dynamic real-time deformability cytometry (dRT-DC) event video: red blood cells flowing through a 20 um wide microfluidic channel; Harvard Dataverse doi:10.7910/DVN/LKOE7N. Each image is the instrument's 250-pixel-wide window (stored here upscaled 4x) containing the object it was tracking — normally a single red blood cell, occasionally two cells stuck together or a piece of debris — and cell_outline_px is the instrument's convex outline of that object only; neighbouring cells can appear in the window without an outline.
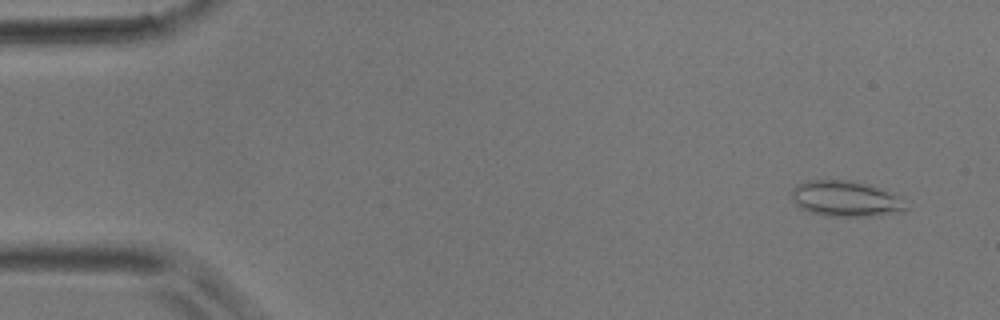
{"species": "common noctule bat (a hibernating species)", "species_latin": "Nyctalus noctula", "temperature_condition": "room temperature", "stored_images_in_passage": 5, "camera_frame_rate_fps": 3000, "um_per_image_px": 0.085, "animal": {"sex": "male", "body_mass_g": 17.9}, "frame": {"image": 1, "passage_image": 1, "time_ms": 0.0, "image_size_px": [1000, 320], "cell_outline_px": [[908, 208], [904, 212], [872, 216], [828, 216], [808, 212], [800, 208], [792, 200], [792, 188], [796, 184], [808, 180], [852, 180], [892, 192]], "centroid_in_image_um": [71.84, 16.9], "position_along_channel_um": 13.2, "area_um2": 23.81}}
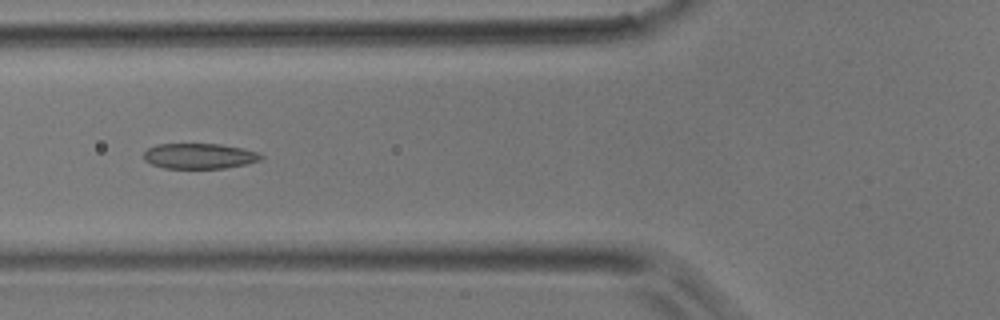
{"frame": {"image": 2, "passage_image": 5, "time_ms": 1.333, "image_size_px": [1000, 320], "cell_outline_px": [[264, 156], [260, 160], [244, 164], [224, 168], [164, 168], [152, 164], [144, 160], [144, 152], [148, 148], [156, 144], [220, 144], [240, 148], [256, 152]], "centroid_in_image_um": [16.9, 13.26], "position_along_channel_um": 108.9, "area_um2": 17.17}}